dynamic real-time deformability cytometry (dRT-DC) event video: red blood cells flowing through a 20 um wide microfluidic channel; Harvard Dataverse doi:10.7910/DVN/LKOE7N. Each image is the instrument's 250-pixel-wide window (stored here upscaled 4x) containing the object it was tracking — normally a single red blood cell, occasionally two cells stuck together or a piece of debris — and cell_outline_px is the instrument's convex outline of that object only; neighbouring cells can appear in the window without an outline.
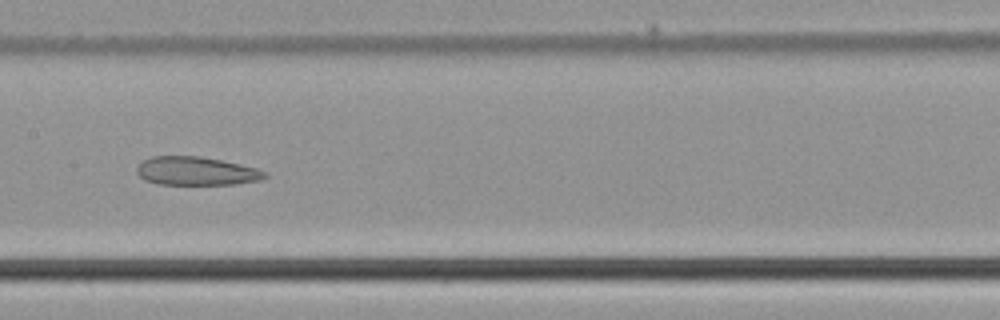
{"species": "common noctule bat (a hibernating species)", "species_latin": "Nyctalus noctula", "temperature_condition": "cold", "stored_images_in_passage": 24, "camera_frame_rate_fps": 3000, "um_per_image_px": 0.085, "animal": {"sex": "male", "body_mass_g": 21.5, "forearm_length_mm": 52.0}, "frame": {"image": 1, "passage_image": 21, "time_ms": 6.667, "image_size_px": [1000, 320], "cell_outline_px": [[268, 176], [260, 180], [236, 184], [156, 184], [144, 180], [136, 172], [136, 168], [144, 160], [152, 156], [200, 156], [220, 160], [256, 168], [268, 172]], "centroid_in_image_um": [16.68, 14.54], "position_along_channel_um": 190.7, "area_um2": 21.21}}
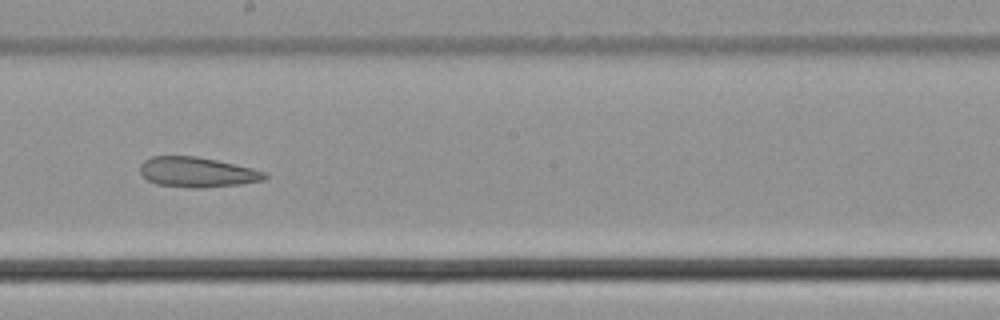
{"frame": {"image": 2, "passage_image": 24, "time_ms": 7.667, "image_size_px": [1000, 320], "cell_outline_px": [[268, 176], [264, 180], [240, 184], [200, 188], [192, 188], [156, 184], [148, 180], [140, 172], [140, 164], [144, 160], [152, 156], [196, 156], [216, 160], [252, 168], [264, 172]], "centroid_in_image_um": [16.74, 14.63], "position_along_channel_um": 231.5, "area_um2": 21.73}}